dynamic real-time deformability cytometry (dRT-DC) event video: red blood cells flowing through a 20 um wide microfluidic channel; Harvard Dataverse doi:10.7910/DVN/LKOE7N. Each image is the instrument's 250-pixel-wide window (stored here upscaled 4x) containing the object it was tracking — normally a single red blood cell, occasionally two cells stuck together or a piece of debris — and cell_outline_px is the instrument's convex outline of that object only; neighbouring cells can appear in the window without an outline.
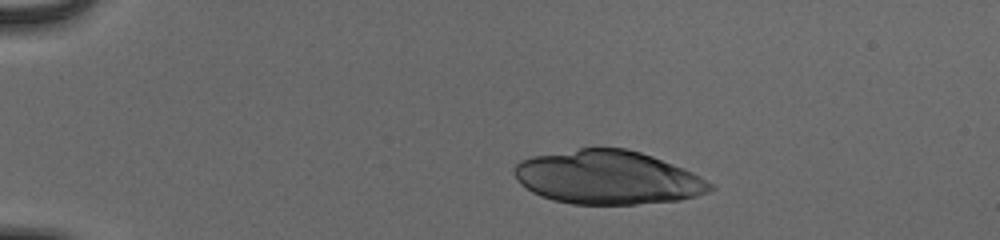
{"species": "human", "species_latin": "Homo sapiens", "temperature_condition": "cold", "stored_images_in_passage": 43, "camera_frame_rate_fps": 3000, "um_per_image_px": 0.085, "donor": {"sex": "male"}, "frame": {"image": 1, "passage_image": 1, "time_ms": 0.0, "image_size_px": [1000, 240], "cell_outline_px": [[716, 188], [708, 192], [696, 196], [680, 200], [636, 204], [572, 204], [552, 200], [540, 196], [532, 192], [520, 184], [512, 172], [516, 164], [520, 160], [532, 156], [580, 148], [624, 148], [640, 152], [652, 156], [692, 172], [712, 184]], "centroid_in_image_um": [51.62, 15.09], "position_along_channel_um": 33.4, "area_um2": 61.21}}